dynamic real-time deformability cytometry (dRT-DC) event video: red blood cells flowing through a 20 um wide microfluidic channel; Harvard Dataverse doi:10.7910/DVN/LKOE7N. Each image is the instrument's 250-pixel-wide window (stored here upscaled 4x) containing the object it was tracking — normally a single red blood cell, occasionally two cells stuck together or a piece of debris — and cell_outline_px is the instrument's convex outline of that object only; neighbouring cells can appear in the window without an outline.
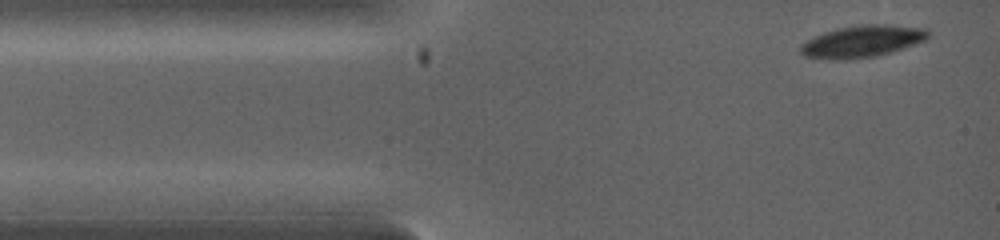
{"species": "common noctule bat (a hibernating species)", "species_latin": "Nyctalus noctula", "temperature_condition": "warm", "stored_images_in_passage": 5, "camera_frame_rate_fps": 5000, "um_per_image_px": 0.085, "animal": {"sex": "female", "body_mass_g": 19.0, "forearm_length_mm": 53.3}, "frame": {"image": 1, "passage_image": 1, "time_ms": 0.0, "image_size_px": [1000, 240], "cell_outline_px": [[932, 32], [924, 40], [892, 52], [876, 56], [844, 60], [832, 60], [804, 56], [800, 52], [800, 44], [824, 32], [836, 28], [860, 24], [888, 24], [928, 28]], "centroid_in_image_um": [73.3, 3.5], "position_along_channel_um": 11.7, "area_um2": 23.93}}
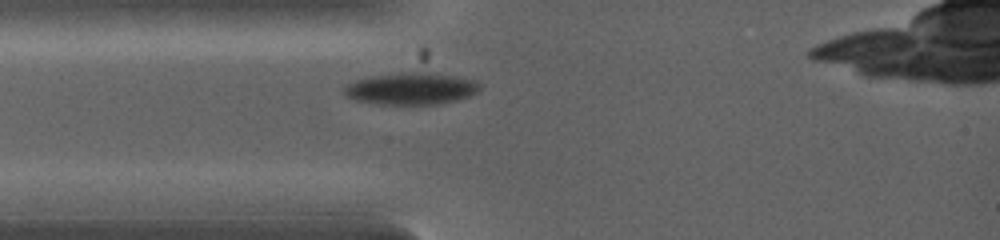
{"frame": {"image": 2, "passage_image": 3, "time_ms": 1.6, "image_size_px": [1000, 240], "cell_outline_px": [[480, 88], [476, 92], [468, 96], [456, 100], [436, 104], [376, 104], [356, 100], [348, 96], [344, 92], [344, 88], [348, 84], [356, 80], [368, 76], [404, 72], [424, 72], [452, 76], [476, 80], [480, 84]], "centroid_in_image_um": [34.93, 7.53], "position_along_channel_um": 50.1, "area_um2": 24.97}}
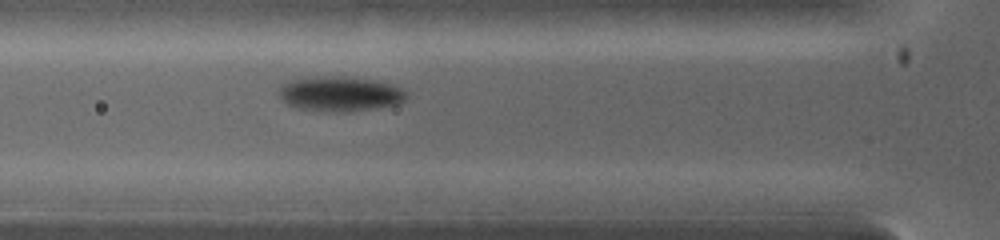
{"frame": {"image": 3, "passage_image": 5, "time_ms": 2.4, "image_size_px": [1000, 240], "cell_outline_px": [[408, 96], [404, 100], [396, 104], [376, 108], [300, 108], [288, 104], [280, 96], [280, 88], [288, 80], [320, 76], [336, 76], [376, 80], [392, 84], [408, 92]], "centroid_in_image_um": [28.95, 7.9], "position_along_channel_um": 96.8, "area_um2": 24.45}}